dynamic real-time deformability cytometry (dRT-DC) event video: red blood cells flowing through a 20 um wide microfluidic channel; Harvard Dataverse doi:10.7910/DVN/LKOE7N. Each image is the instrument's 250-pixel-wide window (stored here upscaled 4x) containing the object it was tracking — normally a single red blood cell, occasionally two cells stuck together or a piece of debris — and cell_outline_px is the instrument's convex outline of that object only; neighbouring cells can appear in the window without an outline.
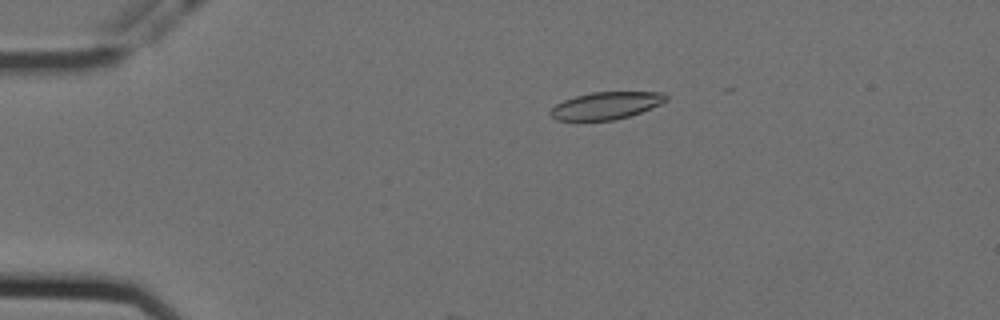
{"species": "Egyptian fruit bat (a non-hibernating species)", "species_latin": "Rousettus aegyptiacus", "temperature_condition": "cold", "stored_images_in_passage": 9, "camera_frame_rate_fps": 3000, "um_per_image_px": 0.085, "animal": {"sex": "female"}, "frame": {"image": 1, "passage_image": 4, "time_ms": 1.0, "image_size_px": [1000, 320], "cell_outline_px": [[668, 100], [660, 104], [640, 112], [628, 116], [612, 120], [556, 120], [548, 112], [556, 104], [564, 100], [576, 96], [592, 92], [664, 92], [668, 96]], "centroid_in_image_um": [51.52, 8.96], "position_along_channel_um": 33.5, "area_um2": 18.21}}